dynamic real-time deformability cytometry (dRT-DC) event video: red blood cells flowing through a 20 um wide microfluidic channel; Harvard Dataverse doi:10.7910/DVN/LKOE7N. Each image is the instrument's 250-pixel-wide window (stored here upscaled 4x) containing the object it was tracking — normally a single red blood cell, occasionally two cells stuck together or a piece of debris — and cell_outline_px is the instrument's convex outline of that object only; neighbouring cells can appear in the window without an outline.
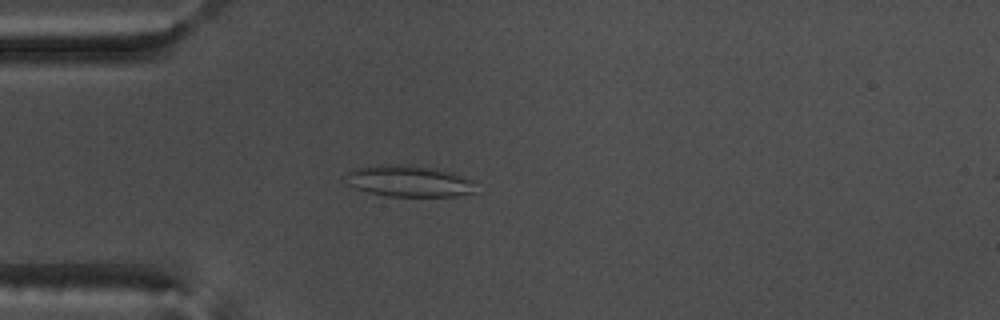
{"species": "common noctule bat (a hibernating species)", "species_latin": "Nyctalus noctula", "temperature_condition": "warm", "stored_images_in_passage": 54, "camera_frame_rate_fps": 3000, "um_per_image_px": 0.085, "animal": {"sex": "male", "body_mass_g": 17.5, "forearm_length_mm": 52.3}, "frame": {"image": 1, "passage_image": 15, "time_ms": 4.667, "image_size_px": [1000, 320], "cell_outline_px": [[476, 180], [472, 192], [456, 196], [388, 196], [368, 192], [344, 184], [348, 172], [352, 168], [388, 164], [404, 164], [432, 168], [452, 172]], "centroid_in_image_um": [34.73, 15.39], "position_along_channel_um": 50.3, "area_um2": 23.87}}
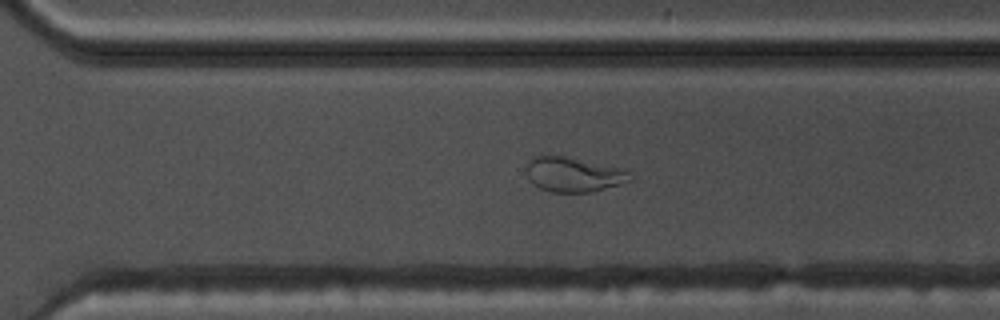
{"frame": {"image": 2, "passage_image": 38, "time_ms": 12.333, "image_size_px": [1000, 320], "cell_outline_px": [[632, 180], [620, 184], [592, 192], [552, 192], [540, 188], [532, 184], [528, 180], [528, 164], [532, 156], [548, 152], [624, 168], [632, 176]], "centroid_in_image_um": [48.73, 14.79], "position_along_channel_um": 321.9, "area_um2": 21.56}}
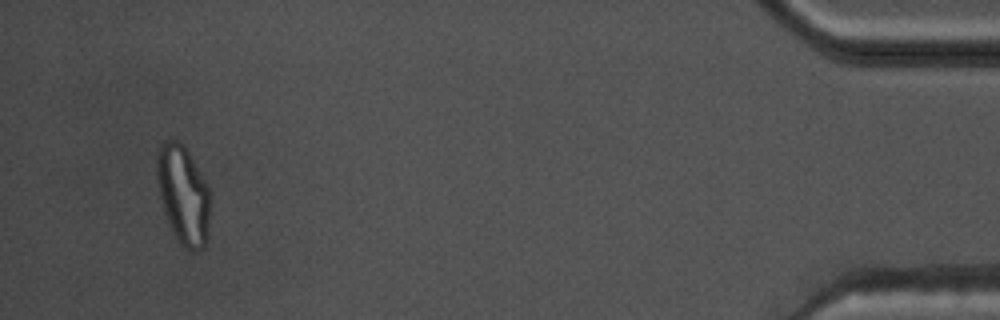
{"frame": {"image": 3, "passage_image": 52, "time_ms": 17.0, "image_size_px": [1000, 320], "cell_outline_px": [[208, 220], [204, 248], [196, 252], [188, 252], [180, 244], [164, 212], [160, 196], [156, 176], [156, 156], [160, 144], [164, 140], [180, 140], [184, 144], [208, 184]], "centroid_in_image_um": [15.55, 16.51], "position_along_channel_um": 419.7, "area_um2": 30.58}, "authors_computed_cell_mechanics": {"area_um2": 24.4494, "velocity_mm_per_s": 3.7014, "shape_relaxation_time_tau1_ms": null, "shape_relaxation_time_tau2_ms": 1.356, "deformation_change_tau1": null, "deformation_change_tau2": 0.0825}}